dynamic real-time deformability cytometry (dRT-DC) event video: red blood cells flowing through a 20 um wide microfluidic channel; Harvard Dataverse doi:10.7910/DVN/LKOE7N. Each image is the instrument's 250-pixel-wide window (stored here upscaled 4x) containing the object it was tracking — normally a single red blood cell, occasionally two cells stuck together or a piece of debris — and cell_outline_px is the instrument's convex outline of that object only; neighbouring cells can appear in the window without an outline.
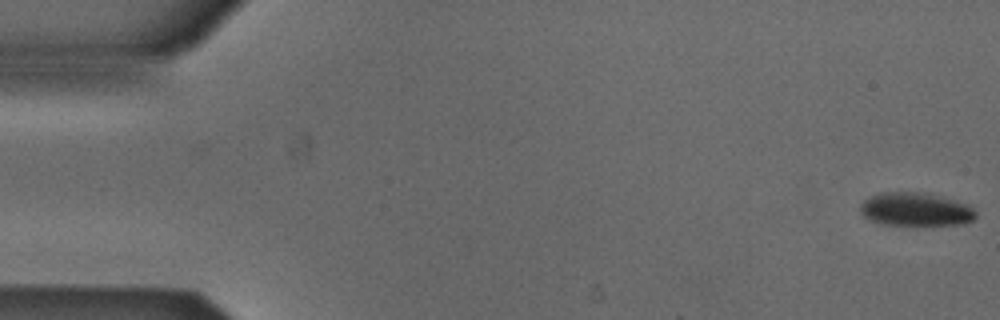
{"species": "Egyptian fruit bat (a non-hibernating species)", "species_latin": "Rousettus aegyptiacus", "temperature_condition": "cold", "stored_images_in_passage": 14, "camera_frame_rate_fps": 3000, "um_per_image_px": 0.085, "animal": {"sex": "male"}, "frame": {"image": 1, "passage_image": 1, "time_ms": 0.0, "image_size_px": [1000, 320], "cell_outline_px": [[976, 216], [972, 220], [964, 224], [880, 224], [864, 216], [860, 212], [860, 204], [864, 200], [880, 192], [916, 192], [944, 196], [968, 204], [976, 212]], "centroid_in_image_um": [77.84, 17.78], "position_along_channel_um": 7.2, "area_um2": 22.31}}
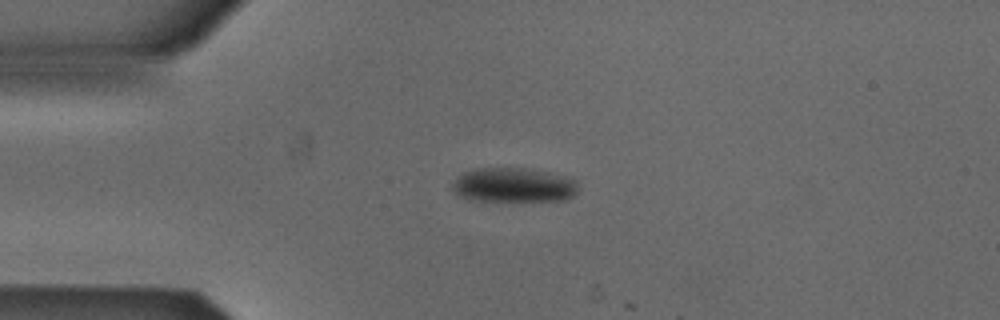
{"frame": {"image": 2, "passage_image": 13, "time_ms": 4.0, "image_size_px": [1000, 320], "cell_outline_px": [[580, 188], [572, 196], [564, 200], [472, 200], [456, 196], [452, 188], [452, 184], [456, 176], [464, 172], [476, 168], [524, 168], [544, 172], [576, 180]], "centroid_in_image_um": [43.59, 15.73], "position_along_channel_um": 41.4, "area_um2": 25.09}}